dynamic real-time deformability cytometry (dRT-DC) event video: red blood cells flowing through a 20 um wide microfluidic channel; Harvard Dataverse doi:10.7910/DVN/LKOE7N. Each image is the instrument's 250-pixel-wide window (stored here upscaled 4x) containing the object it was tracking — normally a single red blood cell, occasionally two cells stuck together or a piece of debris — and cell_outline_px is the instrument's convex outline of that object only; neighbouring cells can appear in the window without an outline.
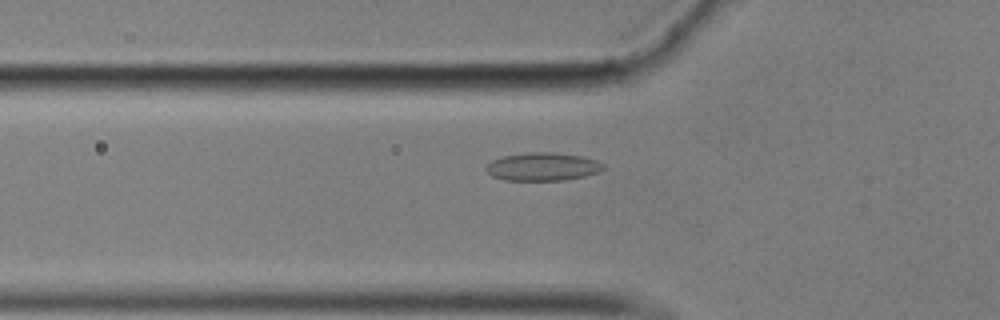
{"species": "common noctule bat (a hibernating species)", "species_latin": "Nyctalus noctula", "temperature_condition": "cold", "stored_images_in_passage": 42, "camera_frame_rate_fps": 3000, "um_per_image_px": 0.085, "animal": {"sex": "male", "body_mass_g": 17.9}, "frame": {"image": 1, "passage_image": 3, "time_ms": 0.667, "image_size_px": [1000, 320], "cell_outline_px": [[604, 168], [600, 172], [584, 176], [564, 180], [504, 180], [492, 176], [484, 168], [492, 160], [504, 156], [532, 152], [552, 152], [580, 156], [596, 160], [604, 164]], "centroid_in_image_um": [46.13, 14.17], "position_along_channel_um": 79.7, "area_um2": 19.07}}
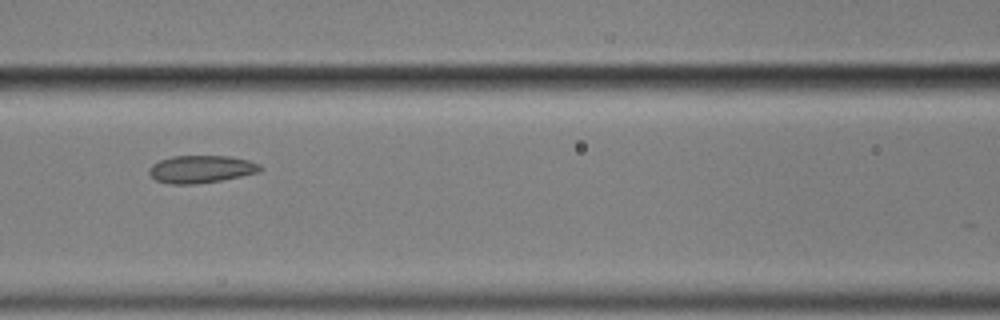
{"frame": {"image": 2, "passage_image": 9, "time_ms": 2.667, "image_size_px": [1000, 320], "cell_outline_px": [[264, 168], [260, 172], [220, 180], [196, 184], [168, 184], [156, 180], [148, 172], [148, 168], [152, 164], [160, 160], [172, 156], [228, 156], [248, 160], [260, 164]], "centroid_in_image_um": [17.09, 14.37], "position_along_channel_um": 149.5, "area_um2": 17.86}}
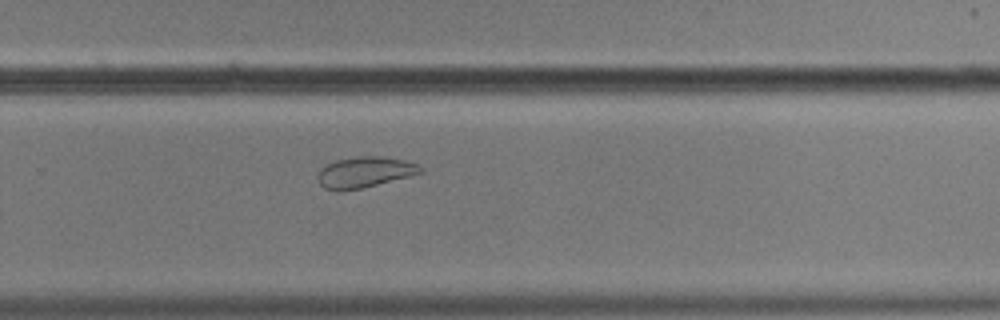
{"frame": {"image": 3, "passage_image": 22, "time_ms": 7.0, "image_size_px": [1000, 320], "cell_outline_px": [[424, 172], [360, 188], [324, 188], [320, 184], [320, 168], [336, 160], [356, 156], [380, 156], [404, 160], [416, 164], [424, 168]], "centroid_in_image_um": [31.06, 14.59], "position_along_channel_um": 298.7, "area_um2": 17.63}}